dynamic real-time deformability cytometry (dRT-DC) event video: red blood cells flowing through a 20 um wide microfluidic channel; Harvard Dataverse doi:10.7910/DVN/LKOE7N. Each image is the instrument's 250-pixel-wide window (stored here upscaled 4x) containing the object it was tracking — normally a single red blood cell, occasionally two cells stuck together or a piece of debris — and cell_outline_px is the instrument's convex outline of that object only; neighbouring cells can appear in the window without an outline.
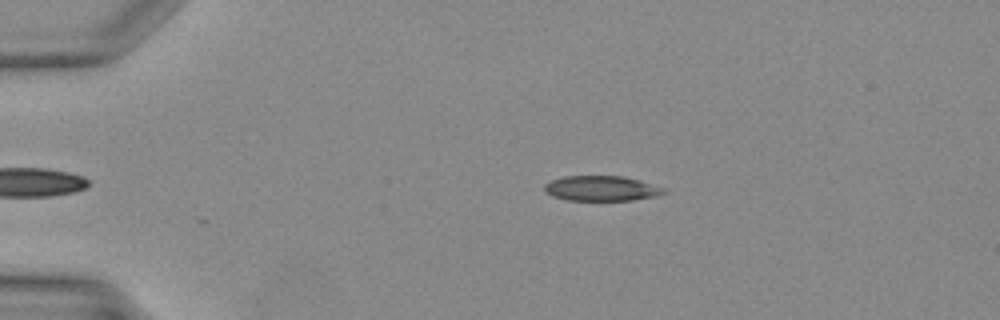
{"species": "Egyptian fruit bat (a non-hibernating species)", "species_latin": "Rousettus aegyptiacus", "temperature_condition": "warm", "stored_images_in_passage": 27, "camera_frame_rate_fps": 3000, "um_per_image_px": 0.085, "animal": {"sex": "female"}, "frame": {"image": 1, "passage_image": 1, "time_ms": 0.0, "image_size_px": [1000, 320], "cell_outline_px": [[668, 192], [656, 196], [632, 200], [568, 200], [552, 196], [544, 192], [544, 184], [552, 180], [564, 176], [624, 176], [640, 180], [664, 188]], "centroid_in_image_um": [51.12, 16.01], "position_along_channel_um": 33.9, "area_um2": 17.51}}
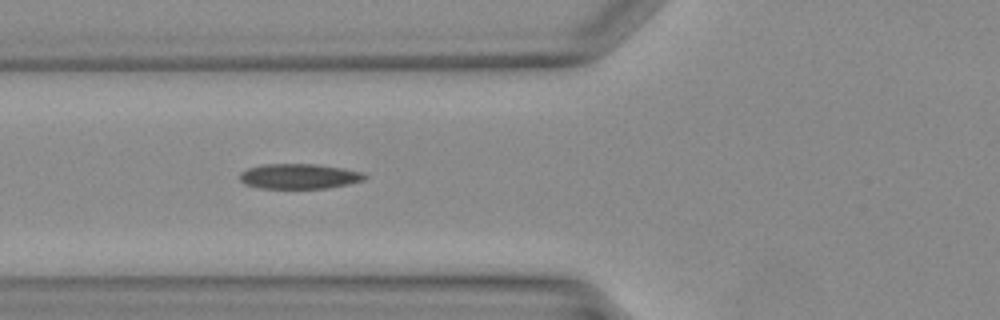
{"frame": {"image": 2, "passage_image": 8, "time_ms": 2.333, "image_size_px": [1000, 320], "cell_outline_px": [[368, 176], [364, 180], [348, 184], [328, 188], [260, 188], [244, 184], [240, 180], [240, 172], [248, 168], [264, 164], [316, 164], [364, 172]], "centroid_in_image_um": [25.43, 14.98], "position_along_channel_um": 100.4, "area_um2": 18.26}}
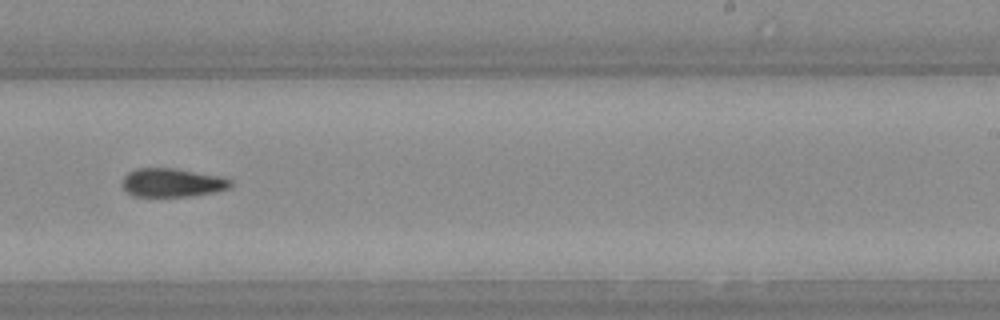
{"frame": {"image": 3, "passage_image": 18, "time_ms": 5.667, "image_size_px": [1000, 320], "cell_outline_px": [[232, 184], [228, 188], [196, 196], [132, 196], [120, 184], [124, 176], [128, 172], [136, 168], [172, 168], [216, 176], [232, 180]], "centroid_in_image_um": [14.57, 15.53], "position_along_channel_um": 274.4, "area_um2": 17.86}}